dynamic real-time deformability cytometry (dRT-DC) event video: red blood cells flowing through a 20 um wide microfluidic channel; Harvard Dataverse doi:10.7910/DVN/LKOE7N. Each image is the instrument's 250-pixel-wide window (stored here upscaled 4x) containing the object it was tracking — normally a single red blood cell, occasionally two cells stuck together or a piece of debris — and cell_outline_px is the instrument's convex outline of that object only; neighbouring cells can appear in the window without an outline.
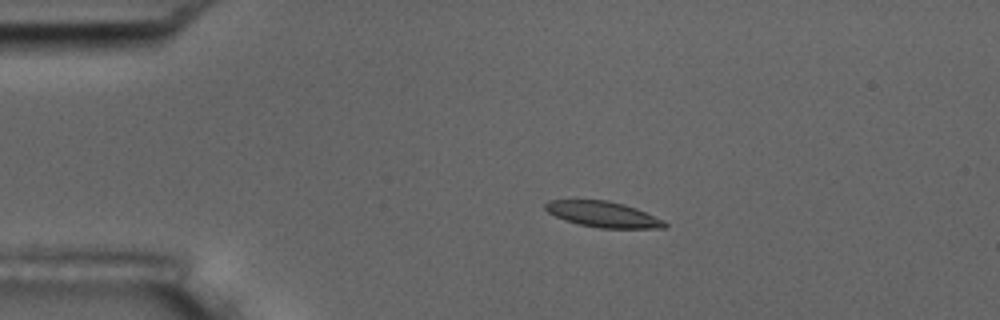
{"species": "common noctule bat (a hibernating species)", "species_latin": "Nyctalus noctula", "temperature_condition": "room temperature", "stored_images_in_passage": 3, "camera_frame_rate_fps": 3000, "um_per_image_px": 0.085, "animal": {"sex": "male", "body_mass_g": 17.5, "forearm_length_mm": 52.3}, "frame": {"image": 1, "passage_image": 2, "time_ms": 2.0, "image_size_px": [1000, 320], "cell_outline_px": [[668, 224], [664, 228], [600, 228], [580, 224], [564, 220], [548, 212], [544, 208], [544, 204], [548, 200], [608, 200], [624, 204], [636, 208], [664, 220]], "centroid_in_image_um": [51.26, 18.21], "position_along_channel_um": 33.7, "area_um2": 17.86}}